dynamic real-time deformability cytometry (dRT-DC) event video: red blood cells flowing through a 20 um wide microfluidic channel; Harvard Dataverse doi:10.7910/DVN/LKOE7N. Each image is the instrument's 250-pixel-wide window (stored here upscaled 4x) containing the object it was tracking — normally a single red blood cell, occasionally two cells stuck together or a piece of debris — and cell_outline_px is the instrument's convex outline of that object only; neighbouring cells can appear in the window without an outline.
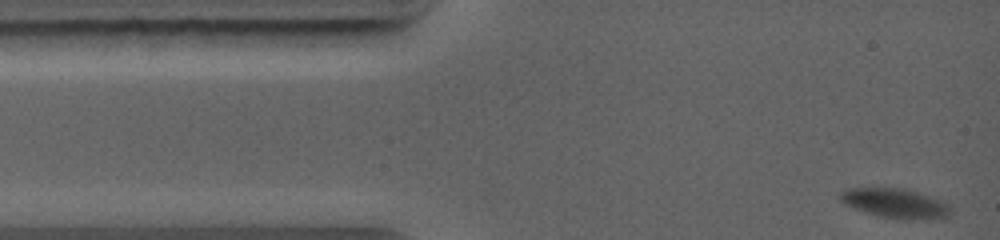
{"species": "common noctule bat (a hibernating species)", "species_latin": "Nyctalus noctula", "temperature_condition": "warm", "stored_images_in_passage": 37, "camera_frame_rate_fps": 5000, "um_per_image_px": 0.085, "animal": {"sex": "female", "body_mass_g": 19.0, "forearm_length_mm": 56.7}, "frame": {"image": 1, "passage_image": 1, "time_ms": 0.0, "image_size_px": [1000, 240], "cell_outline_px": [[952, 212], [948, 216], [904, 220], [896, 220], [880, 216], [844, 204], [840, 200], [840, 192], [844, 188], [904, 188], [944, 200], [952, 208]], "centroid_in_image_um": [76.11, 17.27], "position_along_channel_um": 8.9, "area_um2": 19.02}}
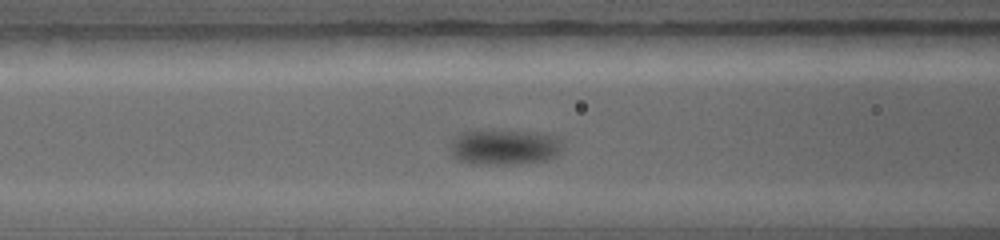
{"frame": {"image": 2, "passage_image": 14, "time_ms": 4.2, "image_size_px": [1000, 240], "cell_outline_px": [[560, 152], [544, 160], [520, 164], [472, 164], [456, 160], [452, 156], [452, 140], [460, 132], [476, 128], [500, 128], [540, 132], [560, 136]], "centroid_in_image_um": [42.82, 12.44], "position_along_channel_um": 123.8, "area_um2": 24.28}}
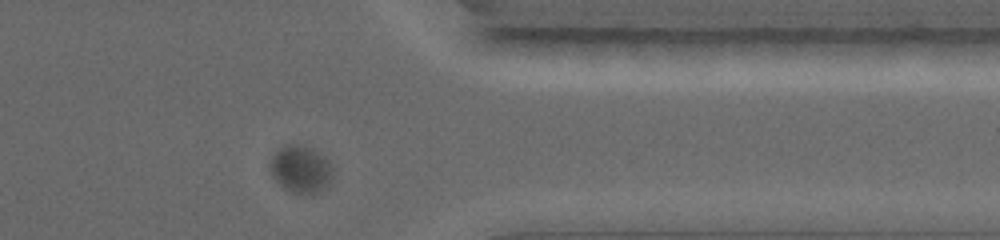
{"frame": {"image": 3, "passage_image": 33, "time_ms": 10.4, "image_size_px": [1000, 240], "cell_outline_px": [[332, 180], [316, 192], [296, 192], [284, 188], [272, 176], [268, 168], [268, 164], [272, 156], [284, 144], [300, 144], [312, 148], [324, 156], [328, 160], [332, 168]], "centroid_in_image_um": [25.52, 14.32], "position_along_channel_um": 385.9, "area_um2": 17.05}}